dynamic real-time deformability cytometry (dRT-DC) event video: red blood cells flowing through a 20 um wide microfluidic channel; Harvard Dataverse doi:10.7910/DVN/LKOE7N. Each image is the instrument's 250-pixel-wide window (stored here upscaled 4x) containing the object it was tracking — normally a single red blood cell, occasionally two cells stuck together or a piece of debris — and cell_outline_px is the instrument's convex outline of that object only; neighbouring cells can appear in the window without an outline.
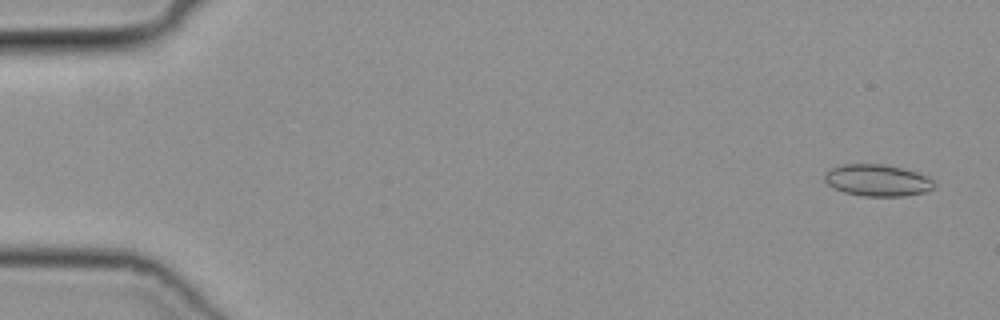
{"species": "common noctule bat (a hibernating species)", "species_latin": "Nyctalus noctula", "temperature_condition": "cold", "stored_images_in_passage": 50, "camera_frame_rate_fps": 3000, "um_per_image_px": 0.085, "animal": {"sex": "female", "body_mass_g": 19.3, "forearm_length_mm": 54.1}, "frame": {"image": 1, "passage_image": 3, "time_ms": 0.667, "image_size_px": [1000, 320], "cell_outline_px": [[936, 188], [924, 192], [904, 196], [864, 196], [844, 192], [832, 188], [824, 180], [824, 176], [832, 168], [844, 164], [888, 164], [904, 168], [928, 176], [936, 184]], "centroid_in_image_um": [74.62, 15.33], "position_along_channel_um": 10.4, "area_um2": 20.4}}
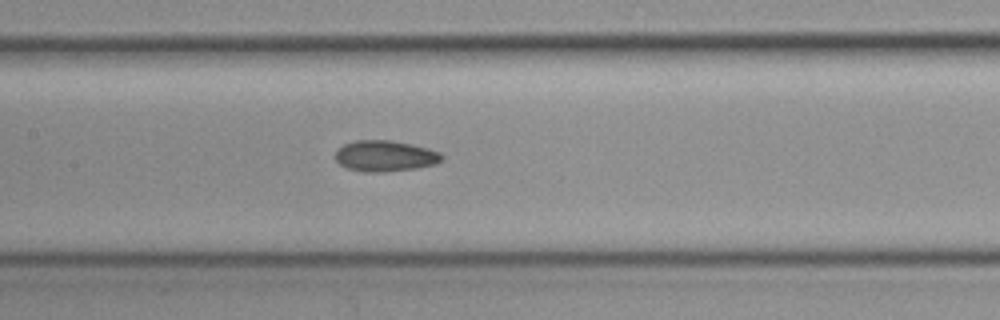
{"frame": {"image": 2, "passage_image": 25, "time_ms": 8.0, "image_size_px": [1000, 320], "cell_outline_px": [[444, 160], [436, 164], [416, 168], [384, 172], [364, 172], [348, 168], [340, 164], [336, 160], [336, 148], [344, 144], [356, 140], [388, 140], [412, 144], [428, 148], [440, 152], [444, 156]], "centroid_in_image_um": [32.76, 13.25], "position_along_channel_um": 174.6, "area_um2": 19.36}}
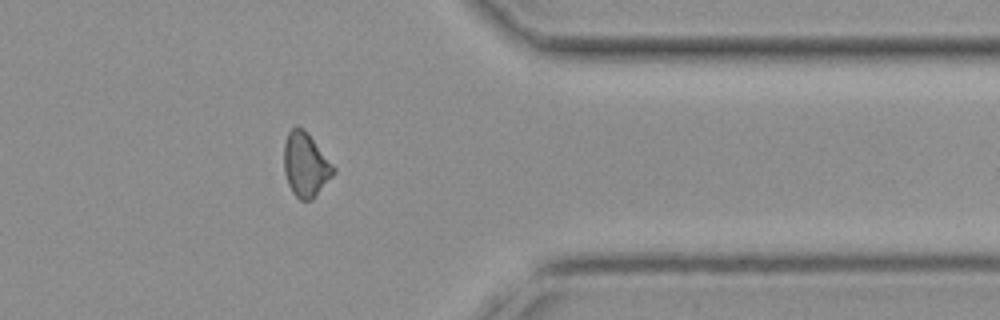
{"frame": {"image": 3, "passage_image": 41, "time_ms": 13.333, "image_size_px": [1000, 320], "cell_outline_px": [[336, 172], [312, 200], [300, 200], [292, 192], [288, 184], [284, 172], [284, 144], [288, 132], [296, 124], [312, 140], [336, 168]], "centroid_in_image_um": [25.96, 14.05], "position_along_channel_um": 385.4, "area_um2": 18.15}}